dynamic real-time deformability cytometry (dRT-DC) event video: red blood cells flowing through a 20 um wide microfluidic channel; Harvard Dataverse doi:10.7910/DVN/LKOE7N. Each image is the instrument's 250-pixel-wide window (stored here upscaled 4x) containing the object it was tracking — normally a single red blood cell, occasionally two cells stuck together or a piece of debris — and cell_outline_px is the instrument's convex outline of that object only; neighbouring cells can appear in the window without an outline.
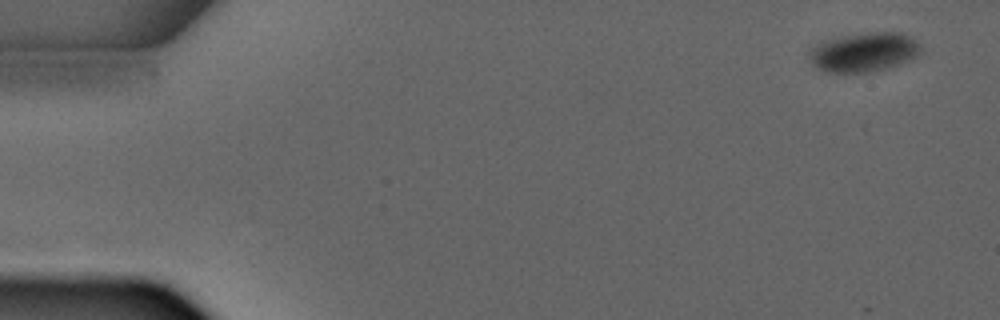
{"species": "common noctule bat (a hibernating species)", "species_latin": "Nyctalus noctula", "temperature_condition": "warm", "stored_images_in_passage": 4, "camera_frame_rate_fps": 3000, "um_per_image_px": 0.085, "animal": {"sex": "male", "forearm_length_mm": 52.5}, "frame": {"image": 1, "passage_image": 1, "time_ms": 0.0, "image_size_px": [1000, 320], "cell_outline_px": [[924, 52], [908, 60], [884, 68], [864, 72], [828, 72], [816, 68], [812, 64], [812, 48], [816, 44], [828, 40], [844, 36], [868, 32], [900, 32], [916, 40], [920, 44]], "centroid_in_image_um": [73.49, 4.42], "position_along_channel_um": 11.5, "area_um2": 24.97}}
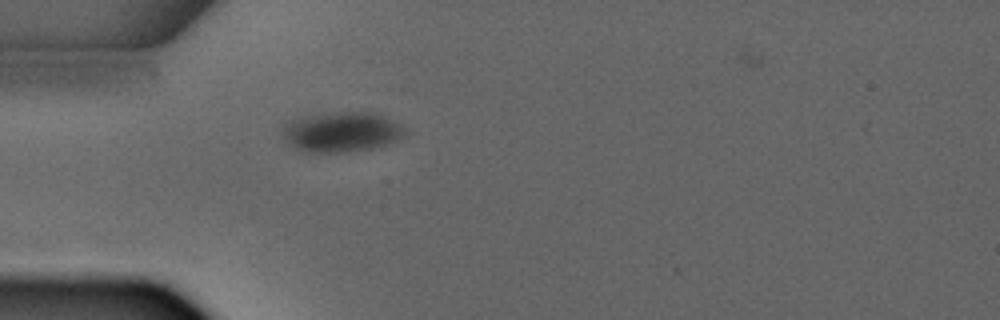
{"frame": {"image": 2, "passage_image": 4, "time_ms": 3.667, "image_size_px": [1000, 320], "cell_outline_px": [[404, 132], [396, 140], [388, 144], [372, 148], [336, 152], [308, 152], [296, 148], [284, 136], [284, 124], [292, 120], [324, 112], [376, 112], [400, 124], [404, 128]], "centroid_in_image_um": [29.05, 11.19], "position_along_channel_um": 55.9, "area_um2": 27.98}}